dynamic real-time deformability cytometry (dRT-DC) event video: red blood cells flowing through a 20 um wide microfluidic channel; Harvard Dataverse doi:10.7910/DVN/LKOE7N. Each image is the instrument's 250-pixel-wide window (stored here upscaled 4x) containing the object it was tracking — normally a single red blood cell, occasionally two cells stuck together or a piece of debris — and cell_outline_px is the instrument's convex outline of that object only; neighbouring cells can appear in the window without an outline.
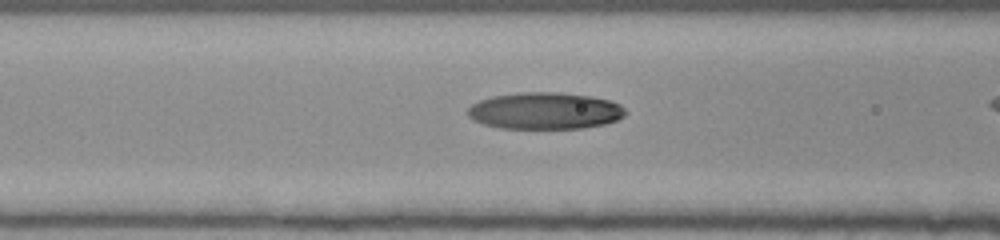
{"species": "human", "species_latin": "Homo sapiens", "temperature_condition": "room temperature", "stored_images_in_passage": 26, "camera_frame_rate_fps": 3000, "um_per_image_px": 0.085, "donor": {"sex": "female"}, "frame": {"image": 1, "passage_image": 6, "time_ms": 1.667, "image_size_px": [1000, 240], "cell_outline_px": [[628, 112], [624, 116], [616, 120], [604, 124], [580, 128], [500, 128], [484, 124], [472, 120], [468, 116], [468, 108], [472, 104], [480, 100], [492, 96], [516, 92], [560, 92], [592, 96], [608, 100], [620, 104]], "centroid_in_image_um": [46.31, 9.41], "position_along_channel_um": 120.3, "area_um2": 33.93}}
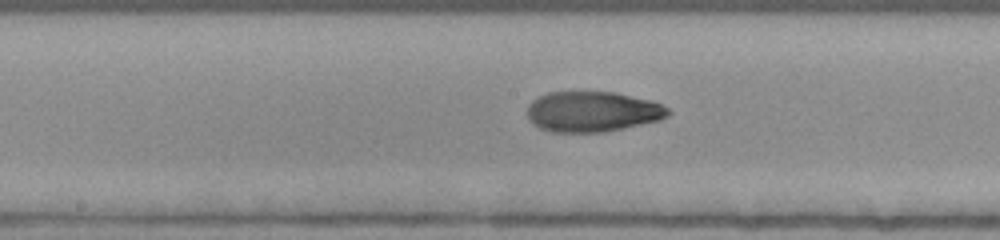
{"frame": {"image": 2, "passage_image": 12, "time_ms": 3.667, "image_size_px": [1000, 240], "cell_outline_px": [[672, 112], [668, 116], [660, 120], [600, 132], [552, 132], [540, 128], [532, 124], [528, 120], [528, 104], [532, 100], [548, 92], [616, 92], [652, 100], [668, 108]], "centroid_in_image_um": [50.35, 9.48], "position_along_channel_um": 197.8, "area_um2": 33.18}}
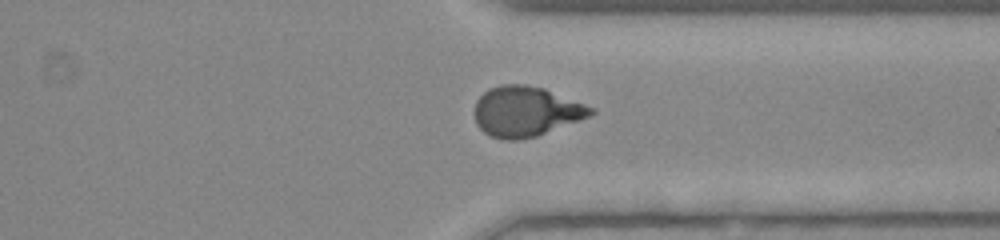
{"frame": {"image": 3, "passage_image": 25, "time_ms": 8.0, "image_size_px": [1000, 240], "cell_outline_px": [[596, 112], [588, 116], [536, 136], [520, 140], [504, 140], [492, 136], [484, 132], [476, 124], [472, 112], [476, 100], [488, 88], [500, 84], [524, 84], [544, 88], [596, 108]], "centroid_in_image_um": [44.65, 9.46], "position_along_channel_um": 366.8, "area_um2": 34.1}}